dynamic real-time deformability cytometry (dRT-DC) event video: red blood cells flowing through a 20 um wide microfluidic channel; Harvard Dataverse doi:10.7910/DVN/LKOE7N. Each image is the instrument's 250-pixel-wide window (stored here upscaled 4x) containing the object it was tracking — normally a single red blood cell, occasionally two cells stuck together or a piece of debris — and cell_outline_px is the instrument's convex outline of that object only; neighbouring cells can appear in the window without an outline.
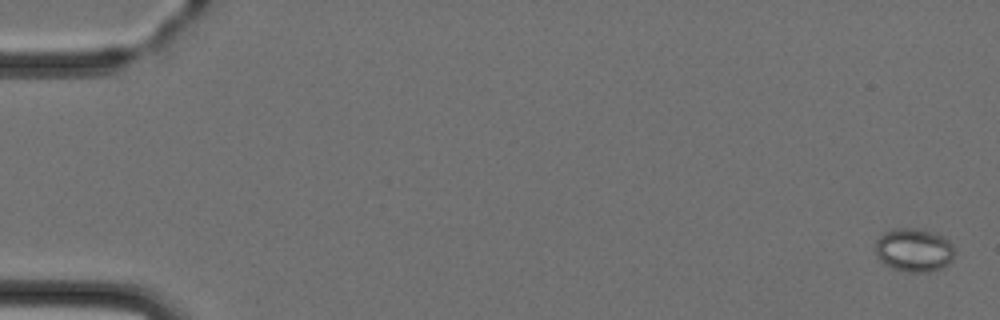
{"species": "Egyptian fruit bat (a non-hibernating species)", "species_latin": "Rousettus aegyptiacus", "temperature_condition": "cold", "stored_images_in_passage": 4, "camera_frame_rate_fps": 3000, "um_per_image_px": 0.085, "animal": {"sex": "female"}, "frame": {"image": 1, "passage_image": 1, "time_ms": 0.0, "image_size_px": [1000, 320], "cell_outline_px": [[956, 248], [952, 260], [948, 264], [940, 268], [928, 272], [908, 272], [892, 268], [884, 264], [876, 256], [876, 240], [884, 232], [892, 228], [916, 228], [936, 232], [944, 236]], "centroid_in_image_um": [77.7, 21.24], "position_along_channel_um": 7.3, "area_um2": 20.4}}